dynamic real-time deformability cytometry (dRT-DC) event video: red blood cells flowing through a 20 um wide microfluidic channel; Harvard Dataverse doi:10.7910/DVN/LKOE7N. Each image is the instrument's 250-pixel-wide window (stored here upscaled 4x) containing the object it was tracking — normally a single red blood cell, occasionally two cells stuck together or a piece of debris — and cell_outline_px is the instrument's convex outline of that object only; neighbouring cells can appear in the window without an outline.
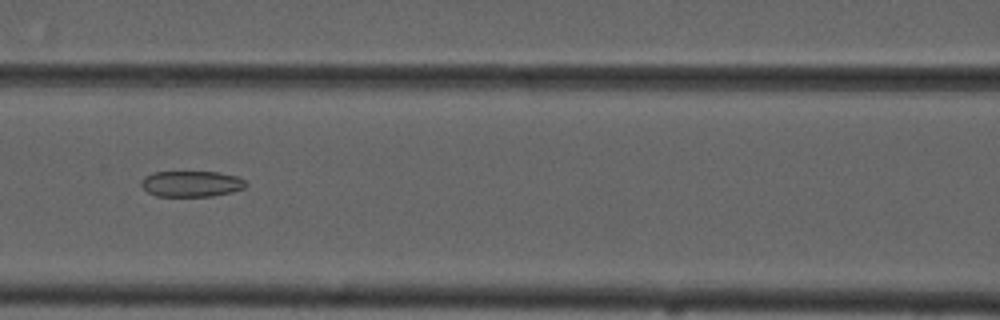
{"species": "common noctule bat (a hibernating species)", "species_latin": "Nyctalus noctula", "temperature_condition": "cold", "stored_images_in_passage": 10, "camera_frame_rate_fps": 3000, "um_per_image_px": 0.085, "animal": {"sex": "male", "forearm_length_mm": 52.5}, "frame": {"image": 1, "passage_image": 10, "time_ms": 11.667, "image_size_px": [1000, 320], "cell_outline_px": [[248, 184], [244, 188], [232, 192], [212, 196], [156, 196], [148, 192], [140, 184], [140, 180], [144, 176], [152, 172], [216, 172], [236, 176], [244, 180]], "centroid_in_image_um": [16.24, 15.62], "position_along_channel_um": 150.4, "area_um2": 15.84}}